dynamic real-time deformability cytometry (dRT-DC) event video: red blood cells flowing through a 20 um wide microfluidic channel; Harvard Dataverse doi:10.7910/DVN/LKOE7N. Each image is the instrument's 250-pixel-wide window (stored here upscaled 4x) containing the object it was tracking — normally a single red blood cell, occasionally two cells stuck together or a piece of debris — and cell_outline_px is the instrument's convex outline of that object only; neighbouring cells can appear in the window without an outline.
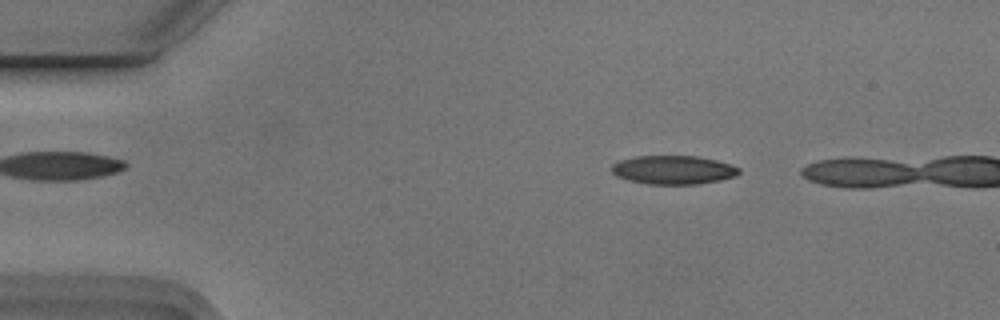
{"species": "Egyptian fruit bat (a non-hibernating species)", "species_latin": "Rousettus aegyptiacus", "temperature_condition": "cold", "stored_images_in_passage": 2, "camera_frame_rate_fps": 3000, "um_per_image_px": 0.085, "animal": {"sex": "male"}, "frame": {"image": 1, "passage_image": 1, "time_ms": 0.0, "image_size_px": [1000, 320], "cell_outline_px": [[740, 172], [736, 176], [720, 180], [696, 184], [648, 184], [628, 180], [616, 176], [612, 172], [612, 164], [620, 160], [636, 156], [696, 156], [716, 160], [732, 164], [740, 168]], "centroid_in_image_um": [57.24, 14.44], "position_along_channel_um": 27.8, "area_um2": 21.33}}